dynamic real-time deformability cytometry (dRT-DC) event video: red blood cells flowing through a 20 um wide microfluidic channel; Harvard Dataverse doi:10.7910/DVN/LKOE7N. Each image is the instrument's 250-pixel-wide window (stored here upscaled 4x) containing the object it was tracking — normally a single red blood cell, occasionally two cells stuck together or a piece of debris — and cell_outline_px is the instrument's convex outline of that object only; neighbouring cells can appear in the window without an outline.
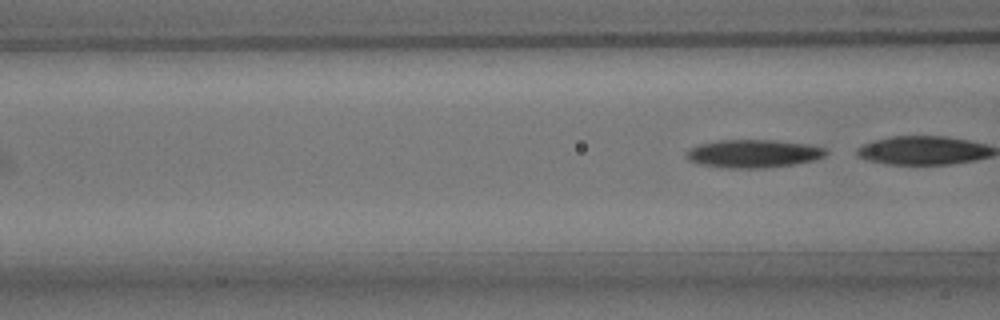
{"species": "common noctule bat (a hibernating species)", "species_latin": "Nyctalus noctula", "temperature_condition": "room temperature", "stored_images_in_passage": 8, "camera_frame_rate_fps": 3000, "um_per_image_px": 0.085, "animal": {"sex": "male", "body_mass_g": 15.6}, "frame": {"image": 1, "passage_image": 8, "time_ms": 8.333, "image_size_px": [1000, 320], "cell_outline_px": [[828, 152], [824, 156], [816, 160], [792, 164], [764, 168], [728, 168], [700, 164], [688, 160], [684, 156], [688, 148], [700, 144], [720, 140], [772, 140], [808, 144], [824, 148]], "centroid_in_image_um": [64.01, 13.06], "position_along_channel_um": 102.6, "area_um2": 22.83}}